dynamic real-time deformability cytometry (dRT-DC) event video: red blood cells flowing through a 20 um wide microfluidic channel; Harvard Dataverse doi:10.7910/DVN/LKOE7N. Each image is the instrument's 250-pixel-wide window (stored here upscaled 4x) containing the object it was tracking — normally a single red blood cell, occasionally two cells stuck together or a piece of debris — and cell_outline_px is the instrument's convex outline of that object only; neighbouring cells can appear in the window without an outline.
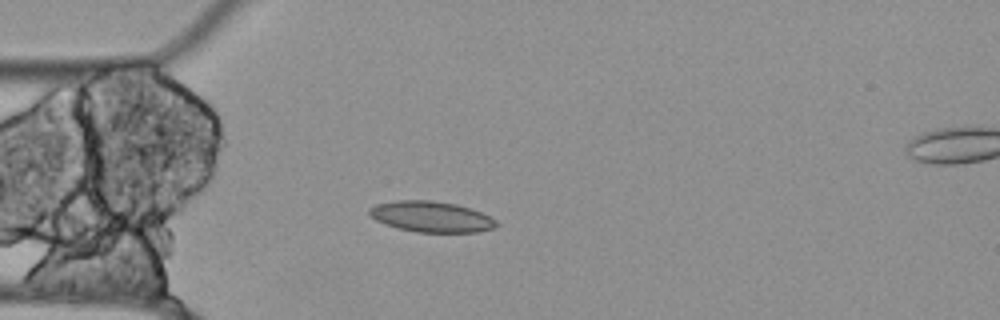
{"species": "Egyptian fruit bat (a non-hibernating species)", "species_latin": "Rousettus aegyptiacus", "temperature_condition": "cold", "stored_images_in_passage": 8, "segment_of_instrument_passage": [1, 2], "camera_frame_rate_fps": 3000, "um_per_image_px": 0.085, "animal": {"sex": "female"}, "frame": {"image": 1, "passage_image": 1, "time_ms": 0.0, "image_size_px": [1000, 320], "cell_outline_px": [[500, 224], [496, 228], [476, 232], [416, 232], [384, 224], [376, 220], [368, 212], [368, 208], [376, 204], [400, 200], [432, 200], [456, 204], [480, 212], [496, 220]], "centroid_in_image_um": [36.67, 18.42], "position_along_channel_um": 48.3, "area_um2": 22.72}}